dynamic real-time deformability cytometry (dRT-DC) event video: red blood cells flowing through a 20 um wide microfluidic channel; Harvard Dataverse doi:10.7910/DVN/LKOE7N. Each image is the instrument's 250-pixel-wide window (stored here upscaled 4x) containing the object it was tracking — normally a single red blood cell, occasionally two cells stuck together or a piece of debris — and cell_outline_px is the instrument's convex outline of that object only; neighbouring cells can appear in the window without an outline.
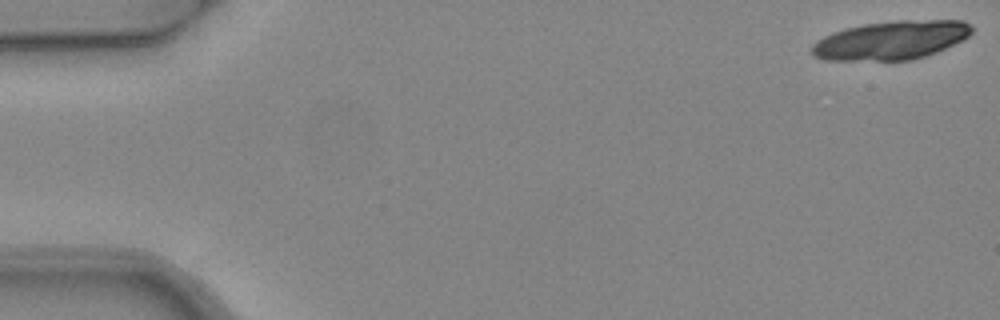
{"species": "common noctule bat (a hibernating species)", "species_latin": "Nyctalus noctula", "temperature_condition": "warm", "stored_images_in_passage": 5, "camera_frame_rate_fps": 3000, "um_per_image_px": 0.085, "animal": {"sex": "female", "body_mass_g": 24.6, "forearm_length_mm": 56.2}, "frame": {"image": 1, "passage_image": 1, "time_ms": 0.0, "image_size_px": [1000, 320], "cell_outline_px": [[972, 32], [964, 40], [936, 52], [912, 60], [824, 60], [812, 56], [812, 44], [816, 40], [832, 32], [844, 28], [864, 24], [896, 20], [964, 20], [972, 24]], "centroid_in_image_um": [75.75, 3.41], "position_along_channel_um": 9.3, "area_um2": 36.36}}